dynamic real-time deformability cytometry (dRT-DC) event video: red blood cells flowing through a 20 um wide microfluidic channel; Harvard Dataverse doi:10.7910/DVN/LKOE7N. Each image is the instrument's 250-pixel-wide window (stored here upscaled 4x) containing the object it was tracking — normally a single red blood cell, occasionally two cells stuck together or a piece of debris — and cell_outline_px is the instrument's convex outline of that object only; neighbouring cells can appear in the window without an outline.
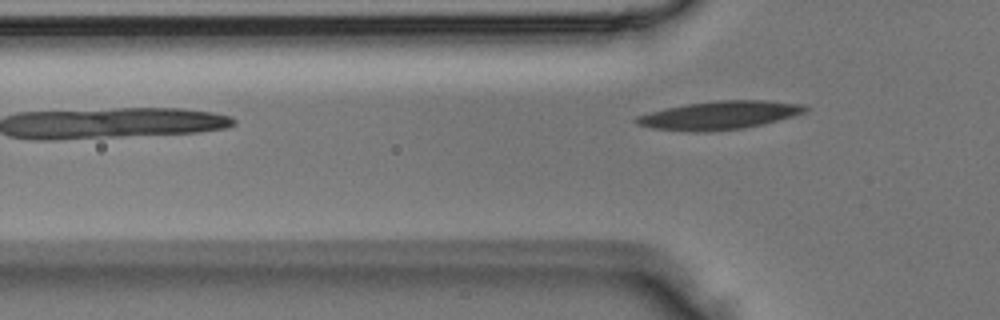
{"species": "Egyptian fruit bat (a non-hibernating species)", "species_latin": "Rousettus aegyptiacus", "temperature_condition": "room temperature", "stored_images_in_passage": 4, "camera_frame_rate_fps": 3000, "um_per_image_px": 0.085, "animal": {"sex": "male"}, "frame": {"image": 1, "passage_image": 4, "time_ms": 1.0, "image_size_px": [1000, 320], "cell_outline_px": [[808, 108], [804, 112], [792, 116], [764, 124], [744, 128], [708, 132], [692, 132], [652, 128], [636, 124], [632, 120], [636, 116], [664, 108], [688, 104], [716, 100], [764, 100], [804, 104]], "centroid_in_image_um": [61.11, 9.8], "position_along_channel_um": 64.7, "area_um2": 27.98}}